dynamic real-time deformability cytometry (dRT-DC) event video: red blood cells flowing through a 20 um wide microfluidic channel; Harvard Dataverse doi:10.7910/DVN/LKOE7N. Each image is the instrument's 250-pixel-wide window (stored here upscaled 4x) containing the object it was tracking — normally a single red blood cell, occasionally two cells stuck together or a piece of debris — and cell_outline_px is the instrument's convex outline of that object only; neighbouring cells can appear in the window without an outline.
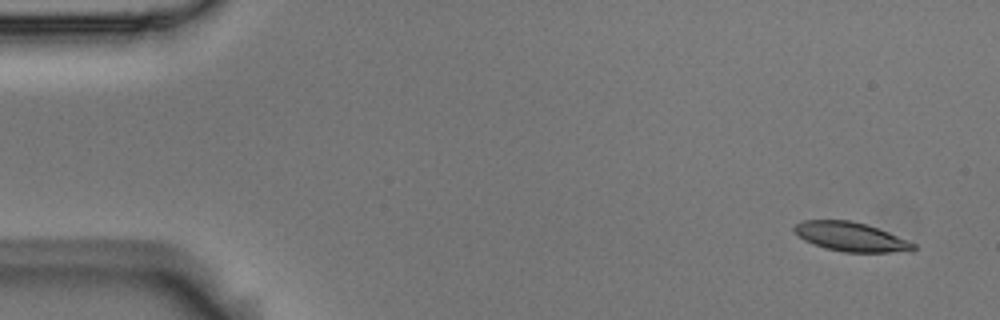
{"species": "Egyptian fruit bat (a non-hibernating species)", "species_latin": "Rousettus aegyptiacus", "temperature_condition": "room temperature", "stored_images_in_passage": 10, "camera_frame_rate_fps": 3000, "um_per_image_px": 0.085, "animal": {"sex": "male"}, "frame": {"image": 1, "passage_image": 1, "time_ms": 0.0, "image_size_px": [1000, 320], "cell_outline_px": [[916, 248], [912, 252], [844, 252], [824, 248], [812, 244], [804, 240], [792, 228], [796, 224], [804, 220], [848, 220], [868, 224], [908, 240], [916, 244]], "centroid_in_image_um": [72.36, 20.13], "position_along_channel_um": 12.6, "area_um2": 20.35}}
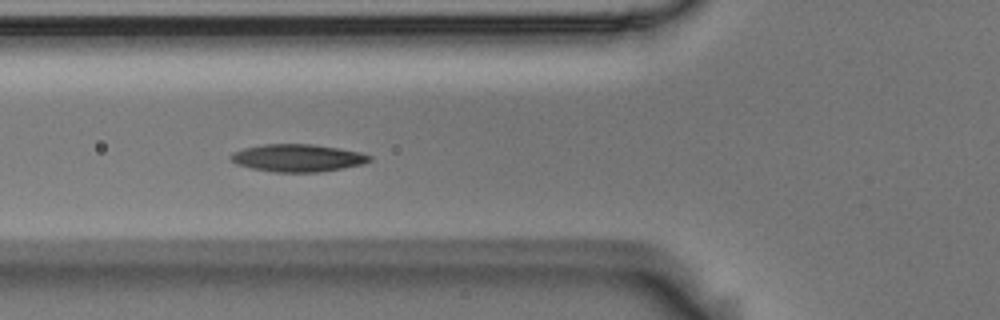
{"frame": {"image": 2, "passage_image": 6, "time_ms": 1.667, "image_size_px": [1000, 320], "cell_outline_px": [[372, 160], [364, 164], [320, 172], [272, 172], [252, 168], [236, 164], [228, 156], [232, 152], [244, 148], [264, 144], [312, 144], [340, 148], [360, 152], [372, 156]], "centroid_in_image_um": [25.31, 13.42], "position_along_channel_um": 100.5, "area_um2": 22.37}}
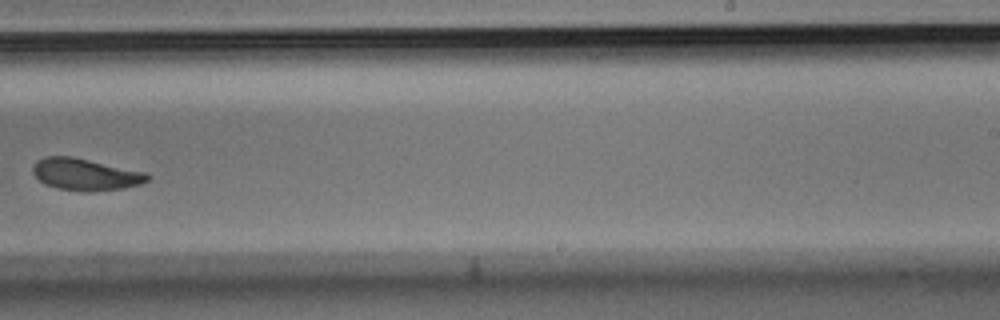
{"frame": {"image": 3, "passage_image": 10, "time_ms": 3.0, "image_size_px": [1000, 320], "cell_outline_px": [[152, 176], [148, 180], [140, 184], [124, 188], [88, 192], [56, 188], [40, 180], [32, 172], [32, 168], [36, 160], [44, 156], [72, 156], [148, 172]], "centroid_in_image_um": [7.3, 14.81], "position_along_channel_um": 281.7, "area_um2": 21.44}}